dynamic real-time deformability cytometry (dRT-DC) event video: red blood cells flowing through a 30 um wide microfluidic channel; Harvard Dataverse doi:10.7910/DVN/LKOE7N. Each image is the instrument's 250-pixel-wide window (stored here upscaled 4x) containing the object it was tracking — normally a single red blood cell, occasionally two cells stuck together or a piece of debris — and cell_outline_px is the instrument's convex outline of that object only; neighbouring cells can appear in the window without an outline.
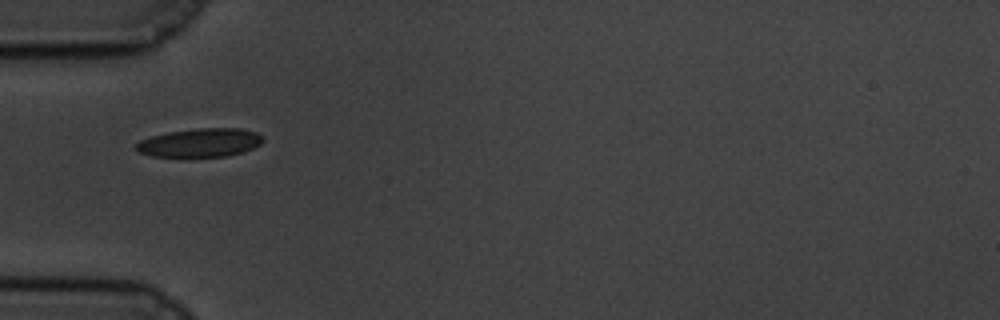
{"species": "common noctule bat (a hibernating species)", "species_latin": "Nyctalus noctula", "temperature_condition": "cold", "stored_images_in_passage": 17, "camera_frame_rate_fps": 3000, "um_per_image_px": 0.085, "animal": {"sex": "male", "body_mass_g": 19.5, "forearm_length_mm": 54.6}, "frame": {"image": 1, "passage_image": 1, "time_ms": 0.0, "image_size_px": [1000, 320], "cell_outline_px": [[264, 140], [260, 144], [244, 152], [228, 156], [152, 156], [140, 152], [136, 148], [136, 144], [140, 140], [152, 136], [168, 132], [200, 128], [240, 128], [256, 132], [264, 136]], "centroid_in_image_um": [17.06, 12.12], "position_along_channel_um": 67.9, "area_um2": 20.98}}
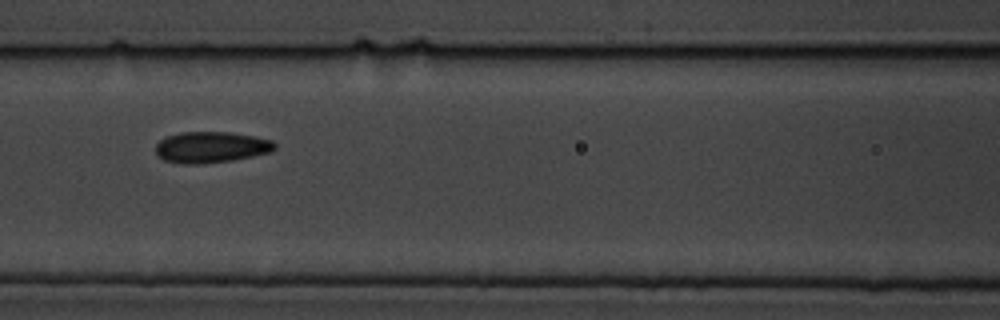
{"frame": {"image": 2, "passage_image": 8, "time_ms": 2.333, "image_size_px": [1000, 320], "cell_outline_px": [[276, 148], [268, 152], [252, 156], [232, 160], [196, 164], [184, 164], [164, 160], [156, 156], [156, 144], [160, 140], [168, 136], [180, 132], [228, 132], [256, 136], [272, 140], [276, 144]], "centroid_in_image_um": [17.92, 12.5], "position_along_channel_um": 148.7, "area_um2": 21.56}}
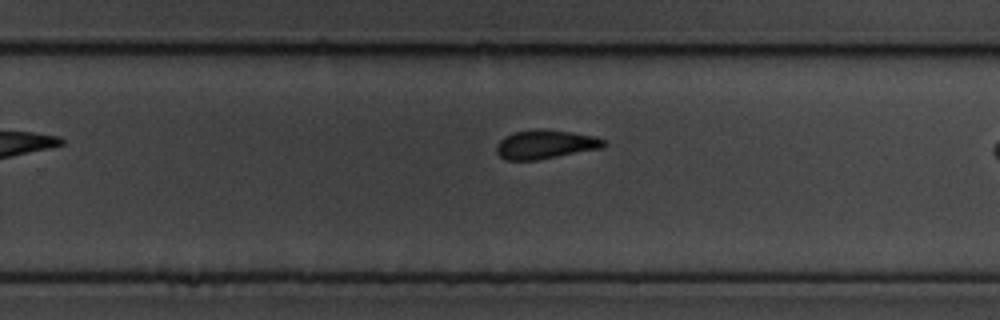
{"frame": {"image": 3, "passage_image": 16, "time_ms": 5.0, "image_size_px": [1000, 320], "cell_outline_px": [[608, 144], [604, 148], [536, 160], [508, 160], [500, 156], [496, 152], [496, 144], [504, 136], [516, 132], [536, 128], [548, 128], [596, 136], [604, 140]], "centroid_in_image_um": [46.39, 12.25], "position_along_channel_um": 283.4, "area_um2": 18.38}}